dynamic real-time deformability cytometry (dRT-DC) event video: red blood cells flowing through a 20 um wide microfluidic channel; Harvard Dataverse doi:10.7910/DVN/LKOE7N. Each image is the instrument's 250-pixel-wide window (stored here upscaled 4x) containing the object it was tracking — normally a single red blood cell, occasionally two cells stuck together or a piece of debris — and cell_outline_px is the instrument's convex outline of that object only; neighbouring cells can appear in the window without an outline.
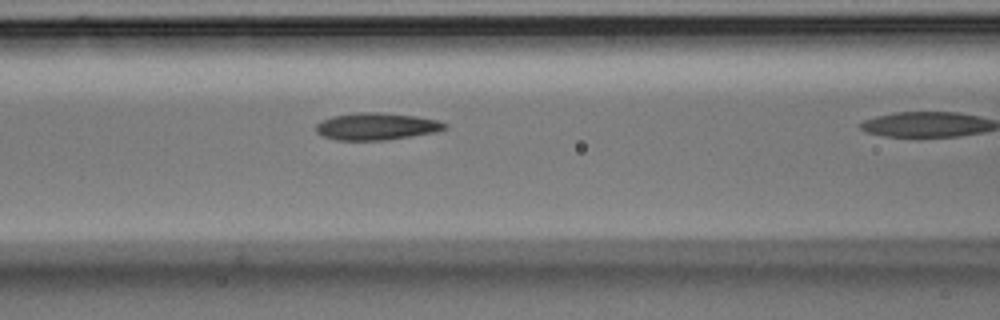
{"species": "Egyptian fruit bat (a non-hibernating species)", "species_latin": "Rousettus aegyptiacus", "temperature_condition": "room temperature", "stored_images_in_passage": 40, "camera_frame_rate_fps": 3000, "um_per_image_px": 0.085, "animal": {"sex": "male"}, "frame": {"image": 1, "passage_image": 19, "time_ms": 6.0, "image_size_px": [1000, 320], "cell_outline_px": [[448, 128], [436, 132], [412, 136], [384, 140], [336, 140], [320, 136], [316, 132], [316, 124], [320, 120], [332, 116], [360, 112], [376, 112], [416, 116], [436, 120], [448, 124]], "centroid_in_image_um": [31.97, 10.75], "position_along_channel_um": 134.6, "area_um2": 20.46}}
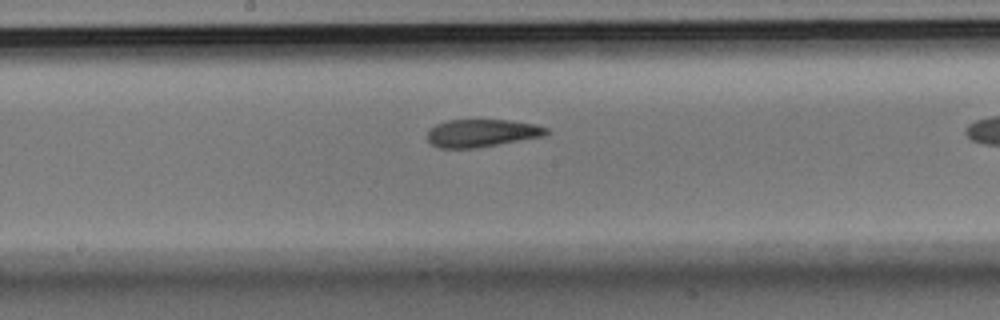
{"frame": {"image": 2, "passage_image": 25, "time_ms": 8.0, "image_size_px": [1000, 320], "cell_outline_px": [[548, 132], [544, 136], [476, 148], [440, 148], [432, 144], [428, 140], [428, 132], [436, 124], [448, 120], [512, 120], [536, 124], [548, 128]], "centroid_in_image_um": [40.98, 11.31], "position_along_channel_um": 207.2, "area_um2": 19.13}}
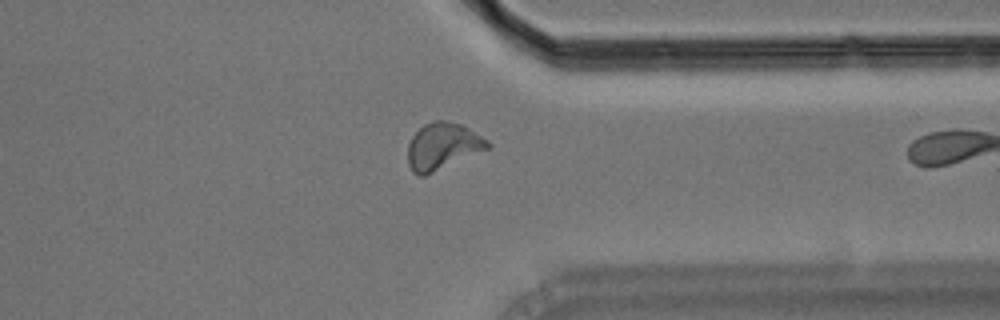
{"frame": {"image": 3, "passage_image": 39, "time_ms": 12.667, "image_size_px": [1000, 320], "cell_outline_px": [[492, 144], [488, 148], [424, 176], [420, 176], [412, 172], [408, 164], [408, 144], [412, 136], [424, 124], [436, 120], [444, 120], [460, 124], [468, 128], [488, 140]], "centroid_in_image_um": [37.6, 12.43], "position_along_channel_um": 373.8, "area_um2": 21.44}}